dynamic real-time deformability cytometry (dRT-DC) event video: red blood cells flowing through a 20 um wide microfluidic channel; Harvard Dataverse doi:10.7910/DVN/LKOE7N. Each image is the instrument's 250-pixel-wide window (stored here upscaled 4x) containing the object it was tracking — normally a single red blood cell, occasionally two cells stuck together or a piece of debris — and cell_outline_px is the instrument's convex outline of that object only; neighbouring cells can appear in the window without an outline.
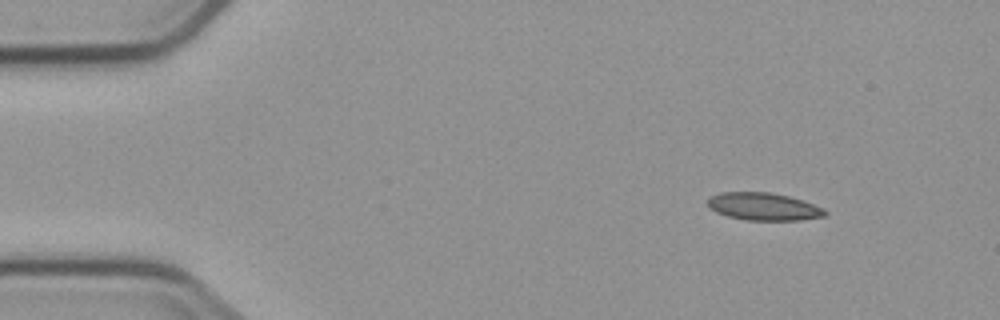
{"species": "common noctule bat (a hibernating species)", "species_latin": "Nyctalus noctula", "temperature_condition": "cold", "stored_images_in_passage": 4, "segment_of_instrument_passage": [1, 2], "camera_frame_rate_fps": 3000, "um_per_image_px": 0.085, "animal": {"sex": "male", "body_mass_g": 23.1, "forearm_length_mm": 52.7}, "frame": {"image": 1, "passage_image": 1, "time_ms": 0.0, "image_size_px": [1000, 320], "cell_outline_px": [[828, 212], [824, 216], [800, 220], [744, 220], [728, 216], [716, 212], [708, 208], [708, 200], [712, 196], [720, 192], [768, 192], [788, 196], [824, 208]], "centroid_in_image_um": [64.88, 17.56], "position_along_channel_um": 20.1, "area_um2": 18.73}}
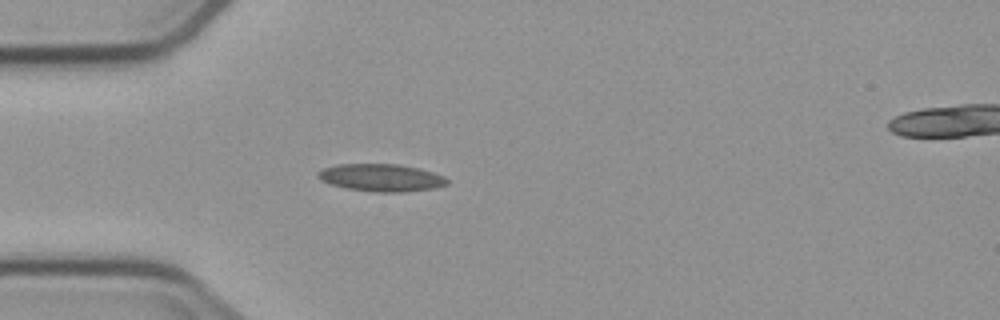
{"frame": {"image": 2, "passage_image": 3, "time_ms": 3.0, "image_size_px": [1000, 320], "cell_outline_px": [[448, 184], [436, 188], [400, 192], [376, 192], [348, 188], [328, 184], [320, 180], [316, 176], [316, 172], [324, 168], [336, 164], [396, 164], [420, 168], [444, 176], [448, 180]], "centroid_in_image_um": [32.38, 15.1], "position_along_channel_um": 52.6, "area_um2": 20.75}}